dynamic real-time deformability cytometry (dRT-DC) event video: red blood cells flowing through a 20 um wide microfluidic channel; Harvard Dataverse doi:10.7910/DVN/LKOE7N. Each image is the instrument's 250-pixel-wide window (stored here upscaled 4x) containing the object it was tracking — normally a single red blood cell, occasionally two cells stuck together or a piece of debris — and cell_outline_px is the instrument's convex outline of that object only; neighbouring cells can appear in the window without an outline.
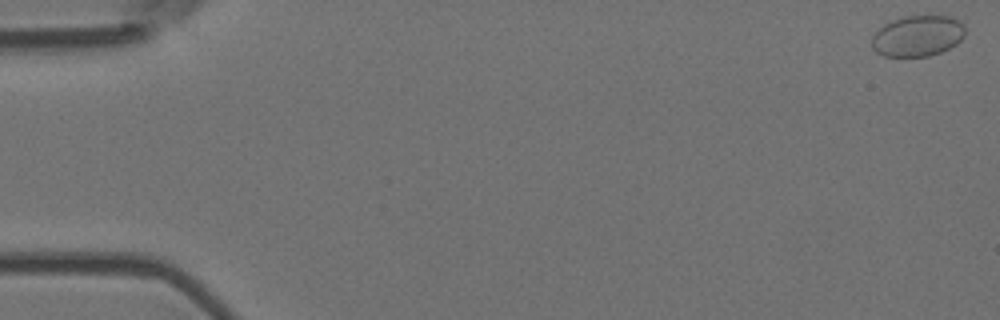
{"species": "Egyptian fruit bat (a non-hibernating species)", "species_latin": "Rousettus aegyptiacus", "temperature_condition": "room temperature", "stored_images_in_passage": 5, "camera_frame_rate_fps": 3000, "um_per_image_px": 0.085, "animal": {"sex": "female"}, "frame": {"image": 1, "passage_image": 1, "time_ms": 0.0, "image_size_px": [1000, 320], "cell_outline_px": [[964, 36], [956, 44], [940, 52], [928, 56], [884, 56], [876, 52], [872, 48], [872, 36], [884, 24], [892, 20], [904, 16], [952, 16], [960, 20], [964, 24]], "centroid_in_image_um": [78.0, 3.04], "position_along_channel_um": 7.0, "area_um2": 22.25}}